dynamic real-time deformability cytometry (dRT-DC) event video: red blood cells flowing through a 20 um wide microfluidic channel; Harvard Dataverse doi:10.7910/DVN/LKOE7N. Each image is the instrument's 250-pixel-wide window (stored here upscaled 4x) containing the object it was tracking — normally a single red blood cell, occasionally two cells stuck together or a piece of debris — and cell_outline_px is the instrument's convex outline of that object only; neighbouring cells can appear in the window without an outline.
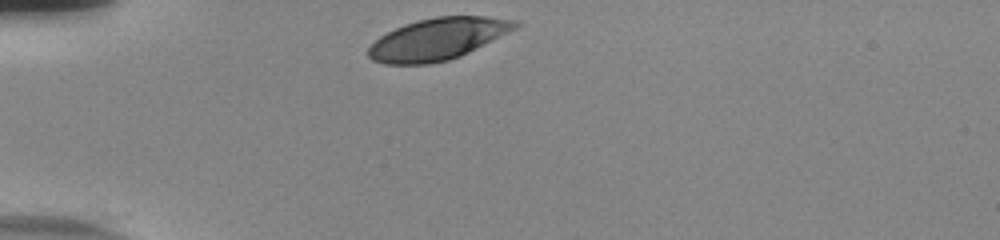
{"species": "human", "species_latin": "Homo sapiens", "temperature_condition": "room temperature", "stored_images_in_passage": 31, "camera_frame_rate_fps": 3000, "um_per_image_px": 0.085, "donor": {"sex": "male"}, "frame": {"image": 1, "passage_image": 1, "time_ms": 0.0, "image_size_px": [1000, 240], "cell_outline_px": [[520, 24], [516, 28], [460, 56], [448, 60], [428, 64], [384, 64], [372, 60], [368, 56], [368, 48], [380, 36], [404, 24], [416, 20], [436, 16], [488, 16], [516, 20]], "centroid_in_image_um": [37.19, 3.31], "position_along_channel_um": 47.8, "area_um2": 35.49}}
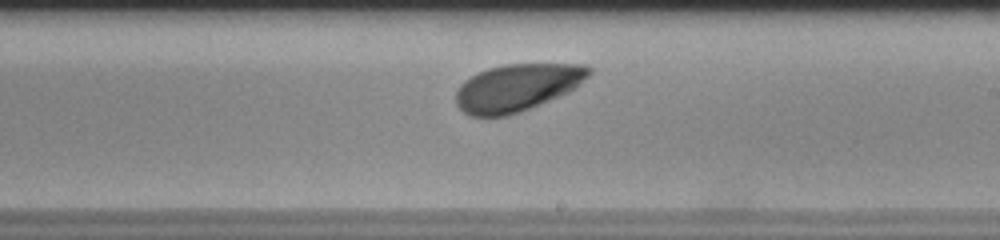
{"frame": {"image": 2, "passage_image": 19, "time_ms": 6.0, "image_size_px": [1000, 240], "cell_outline_px": [[592, 72], [576, 88], [560, 96], [520, 112], [508, 116], [468, 116], [456, 104], [456, 92], [460, 84], [464, 80], [488, 68], [504, 64], [584, 64], [592, 68]], "centroid_in_image_um": [43.97, 7.44], "position_along_channel_um": 245.0, "area_um2": 36.7}}
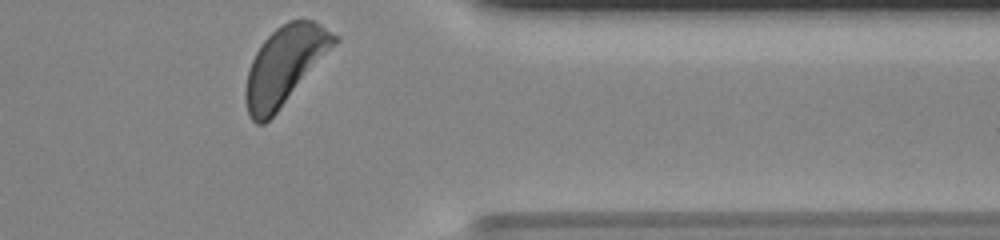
{"frame": {"image": 3, "passage_image": 31, "time_ms": 10.0, "image_size_px": [1000, 240], "cell_outline_px": [[340, 40], [276, 112], [264, 124], [256, 124], [248, 116], [244, 96], [244, 92], [248, 68], [256, 52], [264, 40], [276, 28], [288, 20], [312, 20], [320, 24], [340, 36]], "centroid_in_image_um": [24.19, 5.55], "position_along_channel_um": 387.2, "area_um2": 40.0}, "authors_computed_cell_mechanics": {"area_um2": 37.0498, "velocity_mm_per_s": 3.7645, "shape_relaxation_time_tau1_ms": 1.7868, "shape_relaxation_time_tau2_ms": null, "deformation_change_tau1": 0.1175, "deformation_change_tau2": null}}